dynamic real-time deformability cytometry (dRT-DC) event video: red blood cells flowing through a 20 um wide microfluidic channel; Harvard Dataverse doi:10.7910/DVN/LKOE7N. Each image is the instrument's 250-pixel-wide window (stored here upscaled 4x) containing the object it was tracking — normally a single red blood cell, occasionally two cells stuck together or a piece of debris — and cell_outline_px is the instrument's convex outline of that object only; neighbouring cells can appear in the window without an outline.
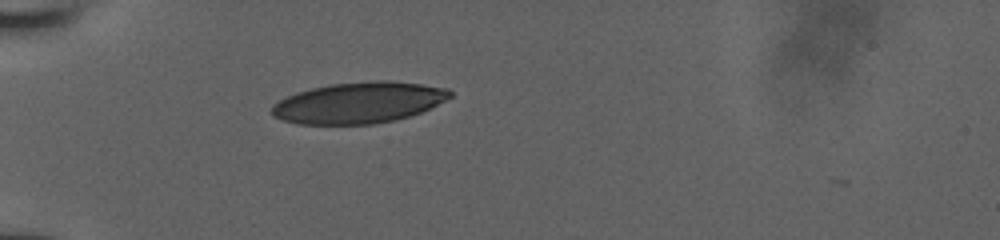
{"species": "human", "species_latin": "Homo sapiens", "temperature_condition": "room temperature", "stored_images_in_passage": 20, "camera_frame_rate_fps": 3000, "um_per_image_px": 0.085, "donor": {"sex": "male"}, "frame": {"image": 1, "passage_image": 1, "time_ms": 0.0, "image_size_px": [1000, 240], "cell_outline_px": [[452, 96], [420, 112], [408, 116], [392, 120], [372, 124], [296, 124], [272, 116], [272, 104], [296, 92], [328, 84], [376, 80], [388, 80], [420, 84], [448, 88], [452, 92]], "centroid_in_image_um": [30.46, 8.72], "position_along_channel_um": 54.5, "area_um2": 42.43}}
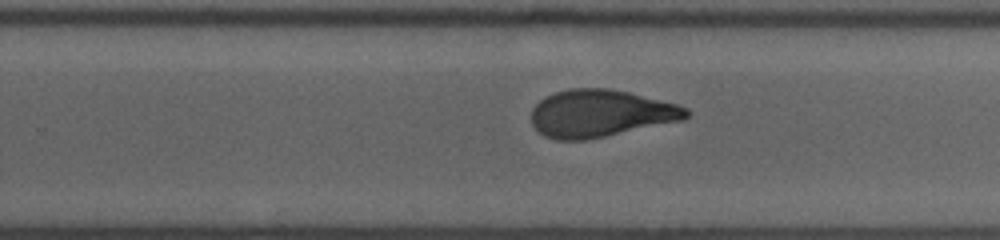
{"frame": {"image": 2, "passage_image": 11, "time_ms": 6.0, "image_size_px": [1000, 240], "cell_outline_px": [[692, 112], [684, 120], [584, 140], [556, 140], [544, 136], [532, 124], [532, 108], [544, 96], [568, 88], [608, 88], [628, 92], [676, 104], [688, 108]], "centroid_in_image_um": [51.04, 9.63], "position_along_channel_um": 278.8, "area_um2": 42.6}}
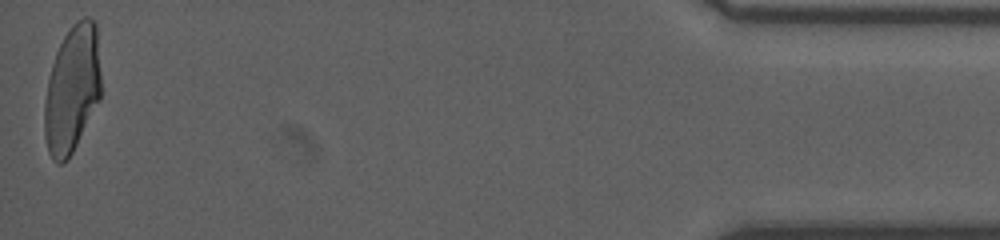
{"frame": {"image": 3, "passage_image": 20, "time_ms": 11.667, "image_size_px": [1000, 240], "cell_outline_px": [[100, 100], [68, 160], [60, 164], [56, 164], [52, 160], [48, 152], [44, 136], [44, 100], [48, 80], [52, 64], [56, 52], [64, 36], [72, 24], [76, 20], [84, 16], [88, 16], [96, 20], [100, 72]], "centroid_in_image_um": [6.12, 7.58], "position_along_channel_um": 429.1, "area_um2": 42.37}}